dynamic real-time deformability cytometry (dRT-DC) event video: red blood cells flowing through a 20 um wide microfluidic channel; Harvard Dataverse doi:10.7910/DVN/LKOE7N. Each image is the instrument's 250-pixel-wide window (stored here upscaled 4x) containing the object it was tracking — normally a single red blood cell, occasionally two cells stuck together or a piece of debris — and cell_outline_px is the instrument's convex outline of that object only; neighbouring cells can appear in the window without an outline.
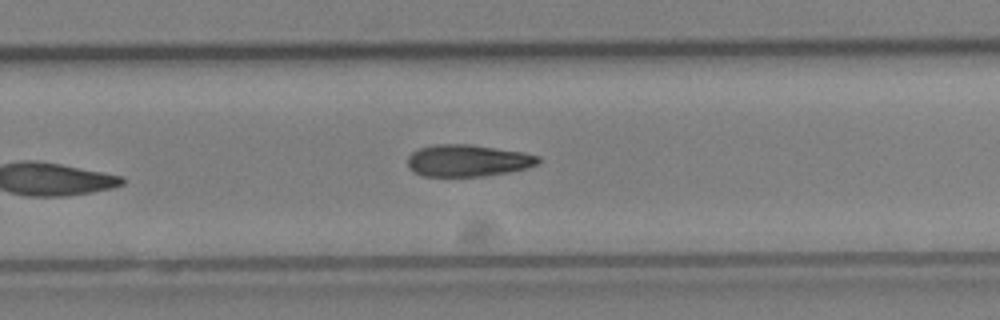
{"species": "Egyptian fruit bat (a non-hibernating species)", "species_latin": "Rousettus aegyptiacus", "temperature_condition": "cold", "stored_images_in_passage": 21, "camera_frame_rate_fps": 3000, "um_per_image_px": 0.085, "animal": {"sex": "female"}, "frame": {"image": 1, "passage_image": 21, "time_ms": 6.667, "image_size_px": [1000, 320], "cell_outline_px": [[544, 160], [540, 164], [528, 168], [508, 172], [484, 176], [420, 176], [412, 172], [408, 168], [408, 156], [412, 152], [420, 148], [436, 144], [468, 144], [524, 152], [540, 156]], "centroid_in_image_um": [39.8, 13.65], "position_along_channel_um": 290.0, "area_um2": 24.62}}